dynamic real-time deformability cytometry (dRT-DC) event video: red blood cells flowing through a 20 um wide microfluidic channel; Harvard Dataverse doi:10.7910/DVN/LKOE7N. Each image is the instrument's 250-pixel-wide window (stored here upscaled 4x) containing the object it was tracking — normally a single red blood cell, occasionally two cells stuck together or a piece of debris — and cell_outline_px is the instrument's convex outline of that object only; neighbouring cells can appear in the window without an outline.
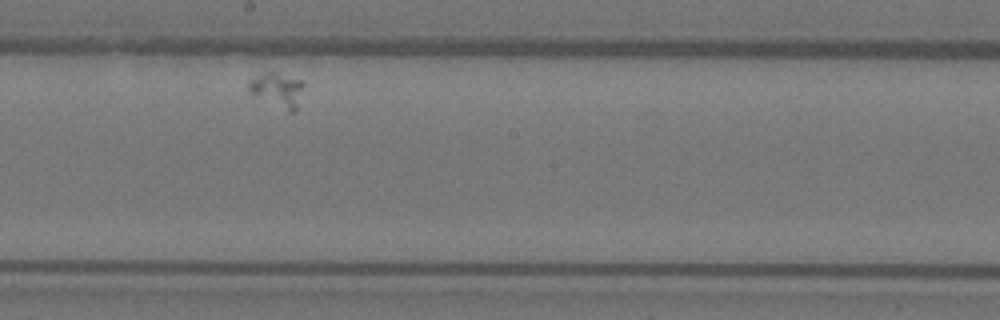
{"species": "Egyptian fruit bat (a non-hibernating species)", "species_latin": "Rousettus aegyptiacus", "temperature_condition": "warm", "stored_images_in_passage": 34, "camera_frame_rate_fps": 3000, "um_per_image_px": 0.085, "animal": {"sex": "female"}, "frame": {"image": 1, "passage_image": 20, "time_ms": 6.333, "image_size_px": [1000, 320], "cell_outline_px": [[304, 84], [296, 108], [292, 112], [288, 112], [248, 92], [248, 80], [268, 72], [276, 72], [300, 80]], "centroid_in_image_um": [23.55, 7.64], "position_along_channel_um": 224.6, "area_um2": 10.75}}